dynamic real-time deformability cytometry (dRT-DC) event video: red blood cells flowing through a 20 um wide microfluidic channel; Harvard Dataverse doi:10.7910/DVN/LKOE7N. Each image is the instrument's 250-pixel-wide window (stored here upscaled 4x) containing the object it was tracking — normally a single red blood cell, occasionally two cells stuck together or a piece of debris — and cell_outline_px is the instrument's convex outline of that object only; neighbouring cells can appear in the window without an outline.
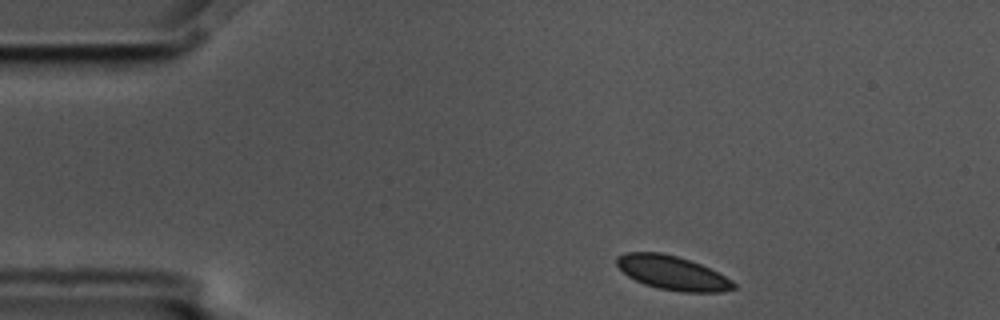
{"species": "common noctule bat (a hibernating species)", "species_latin": "Nyctalus noctula", "temperature_condition": "cold", "stored_images_in_passage": 3, "camera_frame_rate_fps": 3000, "um_per_image_px": 0.085, "animal": {"sex": "male", "body_mass_g": 17.5, "forearm_length_mm": 52.3}, "frame": {"image": 1, "passage_image": 1, "time_ms": 0.0, "image_size_px": [1000, 320], "cell_outline_px": [[736, 288], [720, 292], [680, 292], [660, 288], [644, 284], [628, 276], [616, 264], [616, 256], [628, 252], [660, 252], [676, 256], [700, 264], [732, 280], [736, 284]], "centroid_in_image_um": [57.14, 23.19], "position_along_channel_um": 27.9, "area_um2": 22.89}}